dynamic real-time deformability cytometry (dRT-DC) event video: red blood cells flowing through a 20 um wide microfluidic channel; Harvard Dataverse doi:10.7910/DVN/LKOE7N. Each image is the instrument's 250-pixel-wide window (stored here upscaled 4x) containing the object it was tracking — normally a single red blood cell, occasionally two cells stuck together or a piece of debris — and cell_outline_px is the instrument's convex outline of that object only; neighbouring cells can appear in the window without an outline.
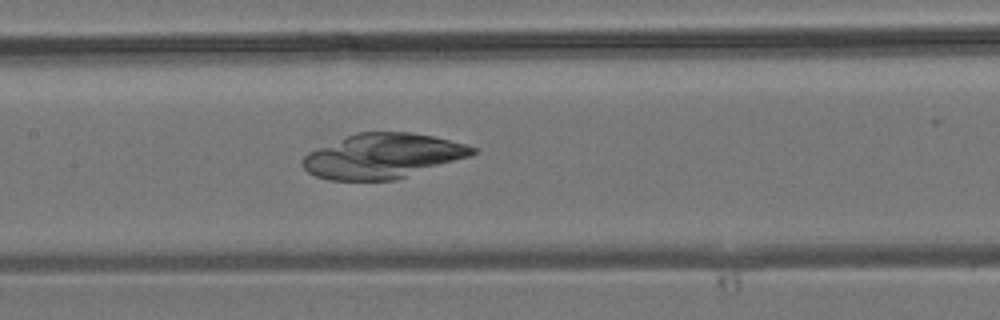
{"species": "common noctule bat (a hibernating species)", "species_latin": "Nyctalus noctula", "temperature_condition": "room temperature", "stored_images_in_passage": 7, "segment_of_instrument_passage": [1, 2], "camera_frame_rate_fps": 3000, "um_per_image_px": 0.085, "animal": {"sex": "male", "body_mass_g": 19.2, "forearm_length_mm": 51.8}, "frame": {"image": 1, "passage_image": 6, "time_ms": 6.0, "image_size_px": [1000, 320], "cell_outline_px": [[480, 148], [472, 156], [396, 180], [328, 180], [316, 176], [308, 172], [304, 168], [304, 156], [308, 152], [356, 132], [412, 132], [432, 136], [468, 144]], "centroid_in_image_um": [32.6, 13.26], "position_along_channel_um": 174.8, "area_um2": 44.33}}